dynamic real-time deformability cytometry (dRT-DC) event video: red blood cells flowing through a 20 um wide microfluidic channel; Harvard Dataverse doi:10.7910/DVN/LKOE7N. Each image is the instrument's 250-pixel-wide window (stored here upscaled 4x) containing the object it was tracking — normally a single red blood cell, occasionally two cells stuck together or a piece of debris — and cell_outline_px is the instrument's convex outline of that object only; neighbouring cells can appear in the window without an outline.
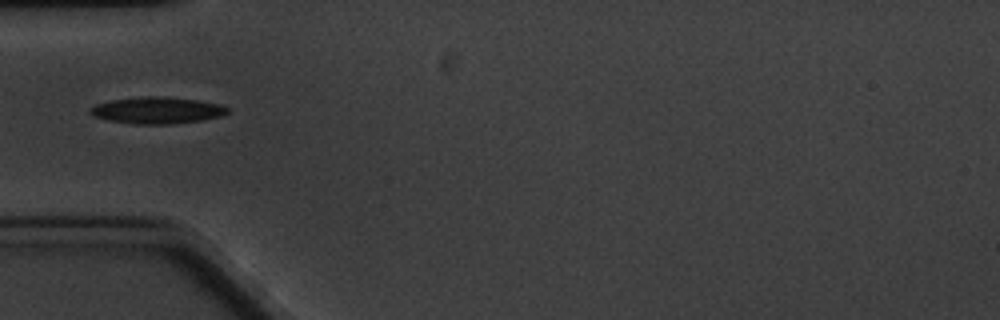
{"species": "common noctule bat (a hibernating species)", "species_latin": "Nyctalus noctula", "temperature_condition": "cold", "stored_images_in_passage": 3, "camera_frame_rate_fps": 3000, "um_per_image_px": 0.085, "animal": {"sex": "male", "body_mass_g": 20.1, "forearm_length_mm": 53.5}, "frame": {"image": 1, "passage_image": 1, "time_ms": 0.0, "image_size_px": [1000, 320], "cell_outline_px": [[228, 112], [220, 116], [204, 120], [168, 124], [136, 124], [112, 120], [92, 116], [88, 112], [88, 108], [92, 104], [112, 100], [144, 96], [160, 96], [196, 100], [220, 104], [228, 108]], "centroid_in_image_um": [13.3, 9.37], "position_along_channel_um": 71.7, "area_um2": 21.27}}